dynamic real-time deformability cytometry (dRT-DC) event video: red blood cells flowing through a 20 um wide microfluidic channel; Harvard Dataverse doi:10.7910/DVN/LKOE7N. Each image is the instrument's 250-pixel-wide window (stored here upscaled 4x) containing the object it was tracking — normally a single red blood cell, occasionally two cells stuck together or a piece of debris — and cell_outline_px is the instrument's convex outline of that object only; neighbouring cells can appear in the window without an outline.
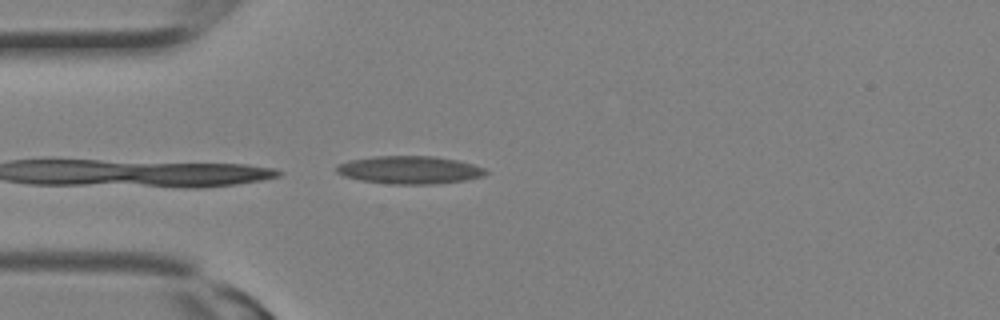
{"species": "Egyptian fruit bat (a non-hibernating species)", "species_latin": "Rousettus aegyptiacus", "temperature_condition": "room temperature", "stored_images_in_passage": 22, "camera_frame_rate_fps": 3000, "um_per_image_px": 0.085, "animal": {"sex": "female"}, "frame": {"image": 1, "passage_image": 1, "time_ms": 0.0, "image_size_px": [1000, 320], "cell_outline_px": [[488, 172], [484, 176], [464, 180], [436, 184], [392, 184], [360, 180], [344, 176], [336, 172], [336, 164], [348, 160], [376, 156], [432, 156], [456, 160], [472, 164], [484, 168]], "centroid_in_image_um": [34.78, 14.44], "position_along_channel_um": 50.2, "area_um2": 24.22}}
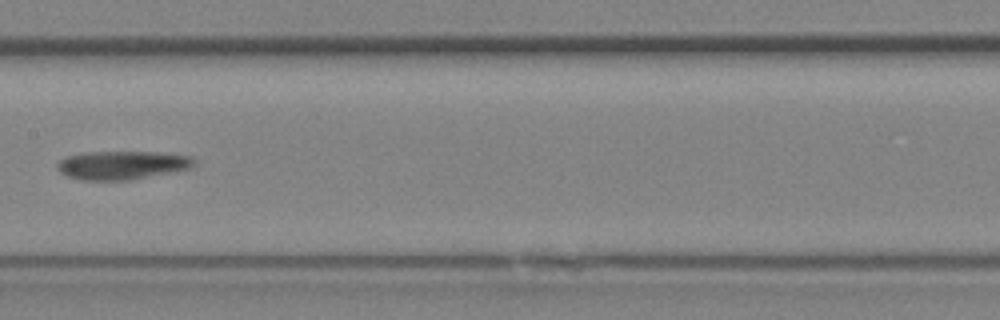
{"frame": {"image": 2, "passage_image": 8, "time_ms": 2.333, "image_size_px": [1000, 320], "cell_outline_px": [[196, 164], [192, 168], [128, 180], [84, 180], [68, 176], [60, 172], [56, 168], [56, 164], [64, 156], [84, 152], [156, 152], [192, 156], [196, 160]], "centroid_in_image_um": [10.37, 14.02], "position_along_channel_um": 197.0, "area_um2": 22.83}}
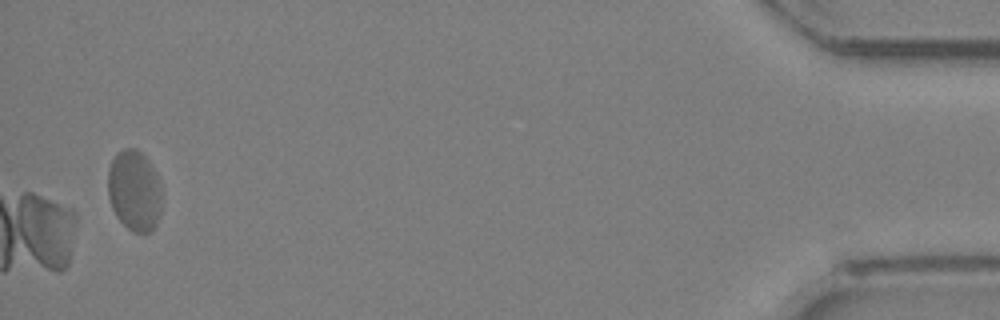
{"frame": {"image": 3, "passage_image": 22, "time_ms": 7.0, "image_size_px": [1000, 320], "cell_outline_px": [[160, 212], [156, 224], [152, 232], [132, 232], [116, 216], [112, 208], [108, 196], [108, 168], [116, 152], [124, 148], [136, 148], [148, 160], [156, 172], [160, 180]], "centroid_in_image_um": [11.41, 16.19], "position_along_channel_um": 423.8, "area_um2": 25.49}}